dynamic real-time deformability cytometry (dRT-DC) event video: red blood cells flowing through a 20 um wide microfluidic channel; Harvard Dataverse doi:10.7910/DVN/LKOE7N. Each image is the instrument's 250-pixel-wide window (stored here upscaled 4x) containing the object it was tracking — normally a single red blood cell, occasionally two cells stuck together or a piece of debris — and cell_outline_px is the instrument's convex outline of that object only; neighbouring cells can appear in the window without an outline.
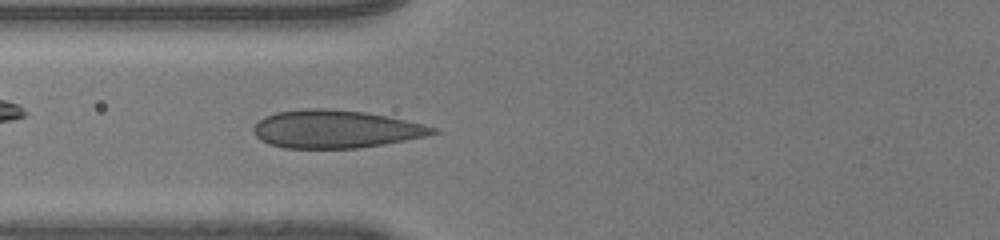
{"species": "human", "species_latin": "Homo sapiens", "temperature_condition": "room temperature", "stored_images_in_passage": 57, "camera_frame_rate_fps": 3000, "um_per_image_px": 0.085, "donor": {"sex": "male"}, "frame": {"image": 1, "passage_image": 29, "time_ms": 9.333, "image_size_px": [1000, 240], "cell_outline_px": [[440, 132], [428, 136], [384, 144], [356, 148], [284, 148], [260, 140], [252, 132], [252, 128], [264, 116], [276, 112], [304, 108], [328, 108], [364, 112], [388, 116], [424, 124], [440, 128]], "centroid_in_image_um": [28.56, 10.97], "position_along_channel_um": 97.2, "area_um2": 39.88}}
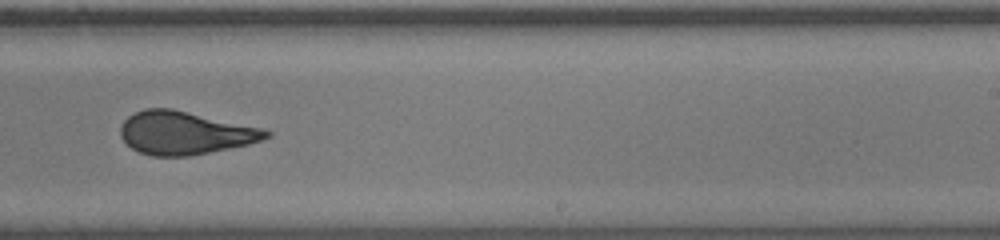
{"frame": {"image": 2, "passage_image": 42, "time_ms": 13.667, "image_size_px": [1000, 240], "cell_outline_px": [[272, 136], [248, 144], [188, 156], [152, 156], [140, 152], [132, 148], [120, 136], [120, 128], [124, 120], [128, 116], [144, 108], [172, 108], [264, 128], [272, 132]], "centroid_in_image_um": [15.72, 11.28], "position_along_channel_um": 273.3, "area_um2": 36.47}}
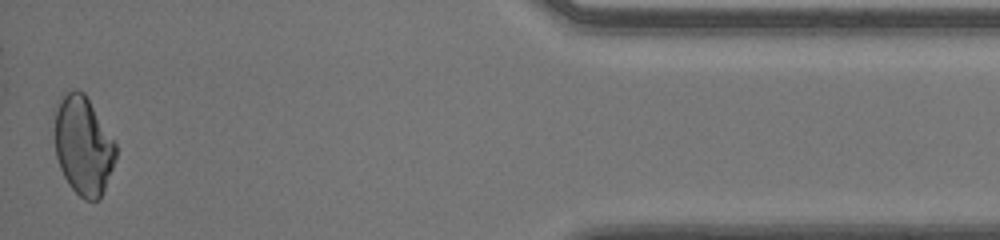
{"frame": {"image": 3, "passage_image": 57, "time_ms": 18.667, "image_size_px": [1000, 240], "cell_outline_px": [[116, 156], [112, 168], [100, 200], [84, 200], [68, 184], [60, 168], [56, 156], [56, 112], [64, 88], [76, 88], [84, 92], [116, 144]], "centroid_in_image_um": [7.07, 12.35], "position_along_channel_um": 428.1, "area_um2": 34.91}, "authors_computed_cell_mechanics": {"area_um2": 37.0498, "velocity_mm_per_s": 4.0648, "shape_relaxation_time_tau1_ms": 9.413, "shape_relaxation_time_tau2_ms": null, "deformation_change_tau1": 0.2409, "deformation_change_tau2": null}}